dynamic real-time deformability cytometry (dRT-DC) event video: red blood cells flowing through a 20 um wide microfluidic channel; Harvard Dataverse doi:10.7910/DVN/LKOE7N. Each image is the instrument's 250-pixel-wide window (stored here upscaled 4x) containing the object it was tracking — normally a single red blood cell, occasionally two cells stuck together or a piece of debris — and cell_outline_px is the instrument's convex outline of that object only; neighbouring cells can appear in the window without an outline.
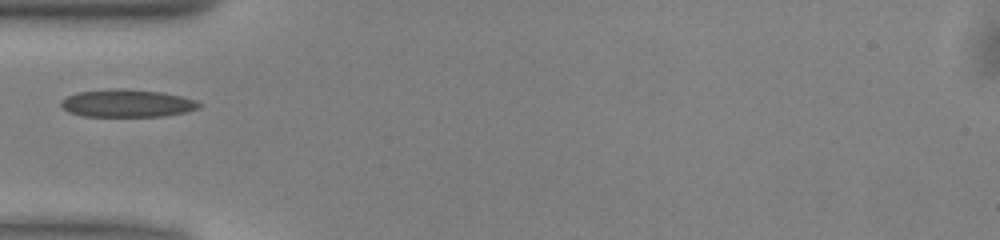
{"species": "common noctule bat (a hibernating species)", "species_latin": "Nyctalus noctula", "temperature_condition": "warm", "stored_images_in_passage": 26, "camera_frame_rate_fps": 3000, "um_per_image_px": 0.085, "animal": {"sex": "male", "body_mass_g": 13.0, "forearm_length_mm": 53.1}, "frame": {"image": 1, "passage_image": 1, "time_ms": 0.0, "image_size_px": [1000, 240], "cell_outline_px": [[200, 108], [184, 112], [164, 116], [84, 116], [68, 112], [60, 104], [60, 100], [76, 92], [112, 88], [164, 92], [196, 100], [200, 104]], "centroid_in_image_um": [10.78, 8.77], "position_along_channel_um": 74.2, "area_um2": 22.2}}
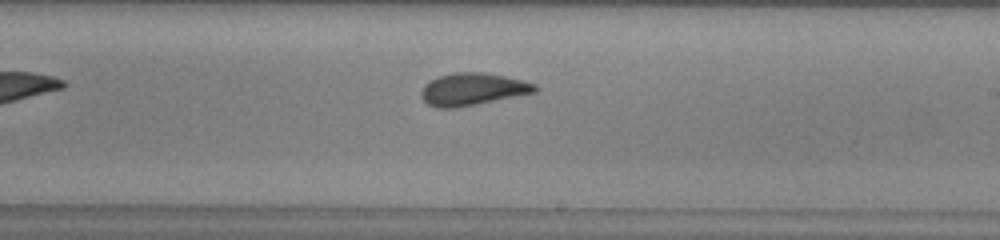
{"frame": {"image": 2, "passage_image": 14, "time_ms": 4.333, "image_size_px": [1000, 240], "cell_outline_px": [[540, 88], [536, 92], [456, 108], [436, 108], [428, 104], [420, 96], [420, 92], [424, 84], [440, 76], [456, 72], [484, 72], [524, 80], [536, 84]], "centroid_in_image_um": [40.18, 7.58], "position_along_channel_um": 248.8, "area_um2": 21.44}}
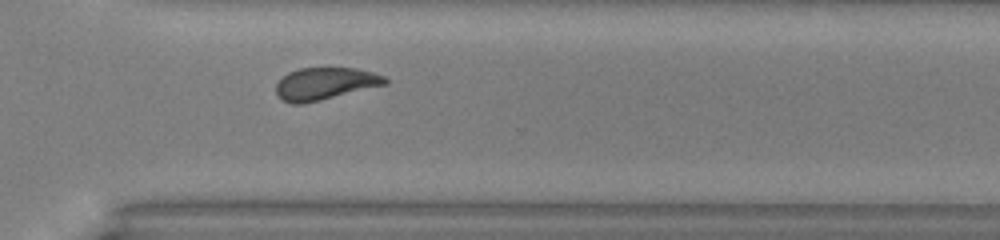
{"frame": {"image": 3, "passage_image": 21, "time_ms": 6.667, "image_size_px": [1000, 240], "cell_outline_px": [[388, 84], [320, 100], [300, 104], [292, 104], [280, 100], [276, 96], [276, 84], [288, 72], [300, 68], [356, 68], [372, 72], [384, 76], [388, 80]], "centroid_in_image_um": [27.61, 7.12], "position_along_channel_um": 343.0, "area_um2": 20.52}}